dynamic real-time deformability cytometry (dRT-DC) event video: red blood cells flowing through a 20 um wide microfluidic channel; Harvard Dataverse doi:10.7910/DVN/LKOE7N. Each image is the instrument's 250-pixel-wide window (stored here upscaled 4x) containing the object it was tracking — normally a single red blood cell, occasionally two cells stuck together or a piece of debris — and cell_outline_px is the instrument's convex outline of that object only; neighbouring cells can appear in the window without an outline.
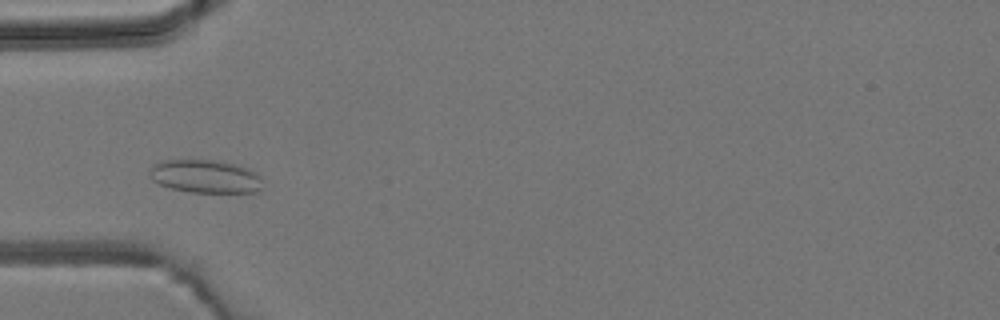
{"species": "common noctule bat (a hibernating species)", "species_latin": "Nyctalus noctula", "temperature_condition": "room temperature", "stored_images_in_passage": 5, "camera_frame_rate_fps": 3000, "um_per_image_px": 0.085, "animal": {"sex": "male", "body_mass_g": 19.2, "forearm_length_mm": 51.8}, "frame": {"image": 1, "passage_image": 3, "time_ms": 2.667, "image_size_px": [1000, 320], "cell_outline_px": [[260, 192], [192, 192], [172, 188], [160, 184], [152, 180], [148, 176], [148, 168], [152, 164], [160, 160], [212, 160], [236, 164], [248, 168], [256, 172], [260, 176]], "centroid_in_image_um": [17.39, 14.98], "position_along_channel_um": 67.6, "area_um2": 21.96}}
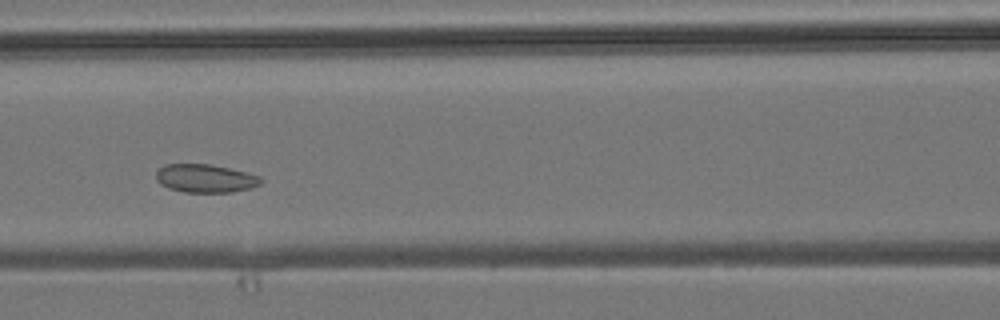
{"frame": {"image": 2, "passage_image": 5, "time_ms": 4.667, "image_size_px": [1000, 320], "cell_outline_px": [[264, 180], [260, 184], [248, 188], [232, 192], [184, 192], [168, 188], [160, 184], [156, 180], [156, 172], [164, 164], [212, 164], [260, 176]], "centroid_in_image_um": [17.42, 15.16], "position_along_channel_um": 149.2, "area_um2": 17.22}}